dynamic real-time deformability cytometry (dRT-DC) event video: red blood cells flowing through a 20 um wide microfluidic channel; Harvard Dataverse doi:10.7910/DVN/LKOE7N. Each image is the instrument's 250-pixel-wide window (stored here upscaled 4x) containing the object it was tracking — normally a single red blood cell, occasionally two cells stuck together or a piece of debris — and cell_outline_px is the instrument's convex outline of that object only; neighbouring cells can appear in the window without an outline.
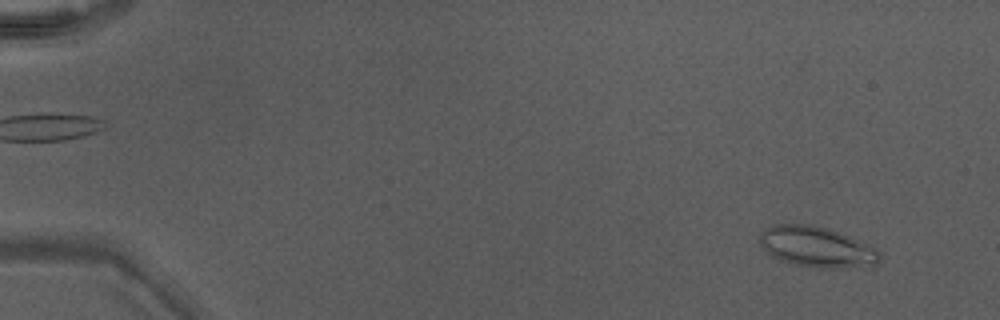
{"species": "Egyptian fruit bat (a non-hibernating species)", "species_latin": "Rousettus aegyptiacus", "temperature_condition": "warm", "stored_images_in_passage": 49, "camera_frame_rate_fps": 3000, "um_per_image_px": 0.085, "animal": {"sex": "male"}, "frame": {"image": 1, "passage_image": 4, "time_ms": 1.0, "image_size_px": [1000, 320], "cell_outline_px": [[880, 260], [872, 268], [816, 268], [796, 264], [780, 260], [772, 256], [760, 244], [760, 232], [776, 224], [812, 224], [828, 228], [840, 232], [876, 248], [880, 252]], "centroid_in_image_um": [69.49, 21.01], "position_along_channel_um": 15.5, "area_um2": 28.67}}
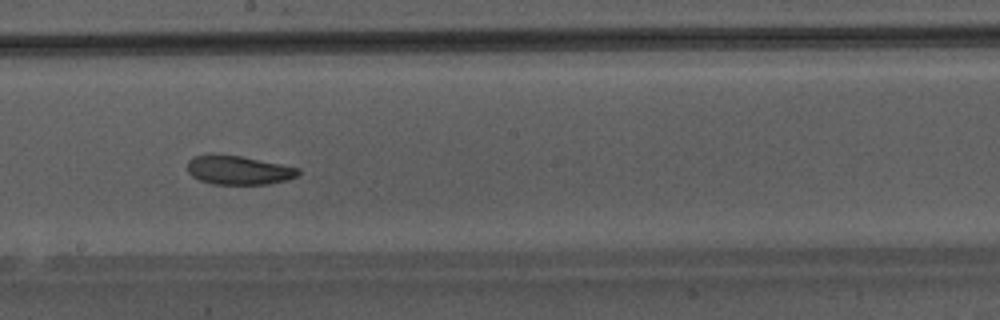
{"frame": {"image": 2, "passage_image": 29, "time_ms": 9.333, "image_size_px": [1000, 320], "cell_outline_px": [[300, 172], [296, 176], [288, 180], [268, 184], [212, 184], [200, 180], [192, 176], [188, 172], [188, 160], [192, 156], [212, 152], [240, 156], [300, 168]], "centroid_in_image_um": [20.23, 14.44], "position_along_channel_um": 228.0, "area_um2": 18.96}}
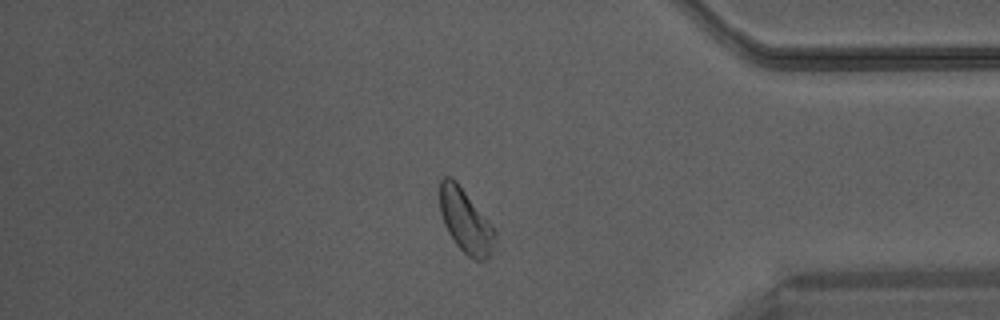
{"frame": {"image": 3, "passage_image": 42, "time_ms": 13.667, "image_size_px": [1000, 320], "cell_outline_px": [[496, 236], [492, 248], [488, 256], [484, 260], [476, 260], [468, 256], [456, 244], [448, 232], [444, 224], [440, 212], [440, 180], [444, 176], [452, 176], [456, 180], [492, 224], [496, 232]], "centroid_in_image_um": [39.56, 18.74], "position_along_channel_um": 395.6, "area_um2": 20.4}}